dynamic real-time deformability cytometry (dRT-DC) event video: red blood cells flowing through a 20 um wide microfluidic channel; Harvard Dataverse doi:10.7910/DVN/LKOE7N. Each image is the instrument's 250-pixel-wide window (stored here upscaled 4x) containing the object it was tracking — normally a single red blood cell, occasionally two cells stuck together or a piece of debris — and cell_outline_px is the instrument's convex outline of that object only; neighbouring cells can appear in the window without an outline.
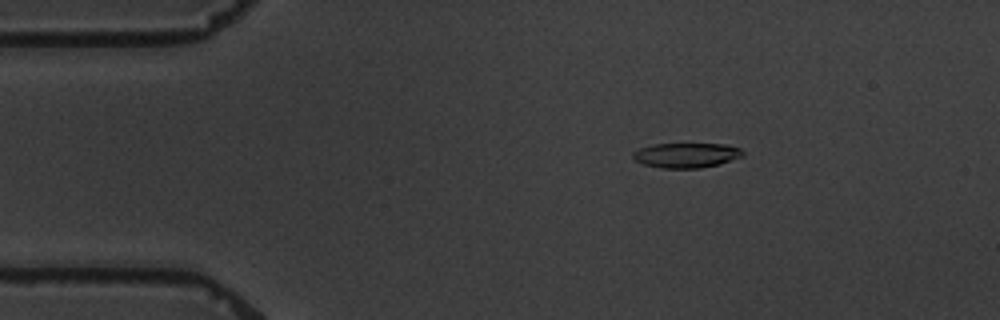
{"species": "common noctule bat (a hibernating species)", "species_latin": "Nyctalus noctula", "temperature_condition": "warm", "stored_images_in_passage": 6, "camera_frame_rate_fps": 3000, "um_per_image_px": 0.085, "animal": {"sex": "male", "body_mass_g": 19.5, "forearm_length_mm": 54.6}, "frame": {"image": 1, "passage_image": 3, "time_ms": 2.333, "image_size_px": [1000, 320], "cell_outline_px": [[744, 156], [720, 164], [700, 168], [664, 168], [644, 164], [636, 160], [632, 156], [632, 152], [640, 148], [652, 144], [724, 144], [740, 148], [744, 152]], "centroid_in_image_um": [58.36, 13.19], "position_along_channel_um": 26.6, "area_um2": 15.9}}